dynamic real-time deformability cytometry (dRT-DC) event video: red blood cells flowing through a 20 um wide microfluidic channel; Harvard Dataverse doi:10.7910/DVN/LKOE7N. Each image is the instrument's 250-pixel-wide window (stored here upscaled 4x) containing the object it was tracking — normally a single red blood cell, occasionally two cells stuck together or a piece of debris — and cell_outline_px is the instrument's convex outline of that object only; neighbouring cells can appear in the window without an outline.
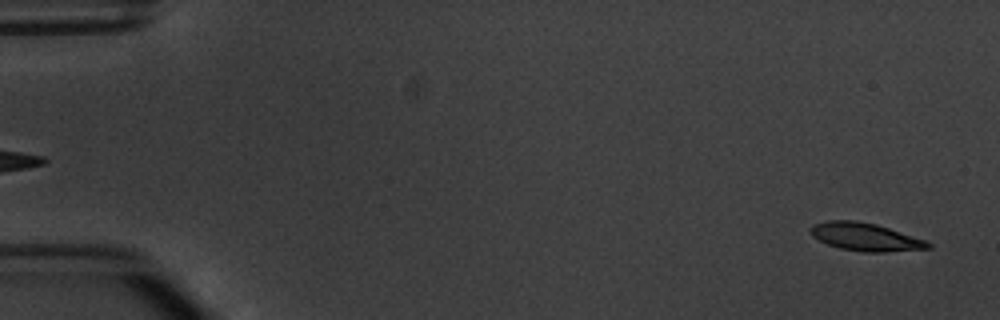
{"species": "common noctule bat (a hibernating species)", "species_latin": "Nyctalus noctula", "temperature_condition": "warm", "stored_images_in_passage": 7, "segment_of_instrument_passage": [2, 2], "camera_frame_rate_fps": 3000, "um_per_image_px": 0.085, "animal": {"sex": "male", "body_mass_g": 20.1, "forearm_length_mm": 53.5}, "frame": {"image": 1, "passage_image": 7, "time_ms": 8.0, "image_size_px": [1000, 320], "cell_outline_px": [[932, 248], [884, 252], [864, 252], [840, 248], [828, 244], [812, 236], [808, 228], [812, 224], [828, 220], [856, 220], [876, 224], [924, 240], [932, 244]], "centroid_in_image_um": [73.51, 20.13], "position_along_channel_um": 11.5, "area_um2": 19.02}}